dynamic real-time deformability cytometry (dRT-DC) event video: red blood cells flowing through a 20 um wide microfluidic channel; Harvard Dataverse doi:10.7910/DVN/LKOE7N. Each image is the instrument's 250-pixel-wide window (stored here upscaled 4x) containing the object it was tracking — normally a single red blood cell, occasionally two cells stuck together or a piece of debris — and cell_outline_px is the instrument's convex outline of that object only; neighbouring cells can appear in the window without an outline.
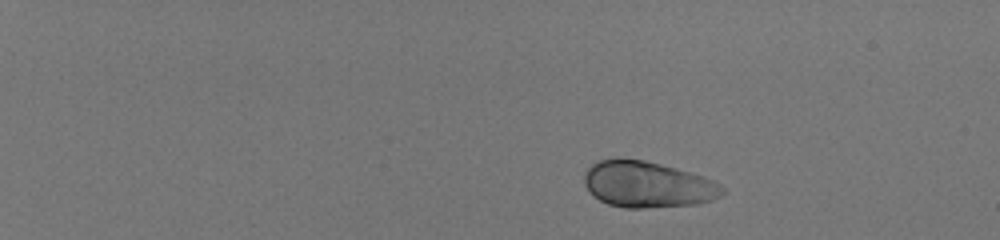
{"species": "human", "species_latin": "Homo sapiens", "temperature_condition": "room temperature", "stored_images_in_passage": 46, "camera_frame_rate_fps": 3000, "um_per_image_px": 0.085, "donor": {"sex": "male"}, "frame": {"image": 1, "passage_image": 1, "time_ms": 0.0, "image_size_px": [1000, 240], "cell_outline_px": [[724, 192], [720, 196], [712, 200], [700, 204], [644, 208], [624, 208], [608, 204], [600, 200], [584, 184], [584, 172], [592, 164], [600, 160], [616, 156], [644, 160], [676, 168], [704, 176], [720, 184], [724, 188]], "centroid_in_image_um": [55.04, 15.66], "position_along_channel_um": 30.0, "area_um2": 37.45}}
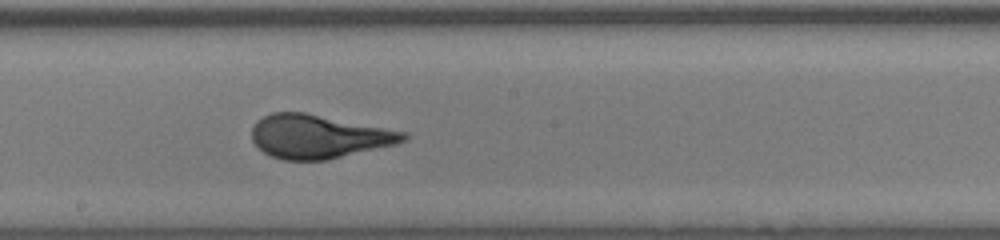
{"frame": {"image": 2, "passage_image": 27, "time_ms": 8.667, "image_size_px": [1000, 240], "cell_outline_px": [[408, 140], [396, 144], [328, 160], [284, 160], [272, 156], [264, 152], [252, 140], [252, 128], [256, 120], [272, 112], [304, 112], [408, 132]], "centroid_in_image_um": [27.1, 11.6], "position_along_channel_um": 221.1, "area_um2": 38.55}}
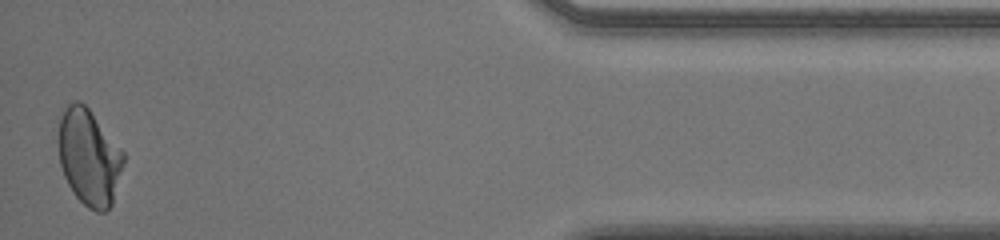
{"frame": {"image": 3, "passage_image": 46, "time_ms": 15.0, "image_size_px": [1000, 240], "cell_outline_px": [[124, 160], [112, 204], [104, 212], [96, 212], [88, 208], [76, 196], [68, 184], [64, 176], [60, 164], [56, 140], [60, 120], [64, 108], [68, 104], [76, 100], [80, 100], [88, 108], [124, 152]], "centroid_in_image_um": [7.53, 13.35], "position_along_channel_um": 427.7, "area_um2": 36.47}, "authors_computed_cell_mechanics": {"area_um2": 37.7723, "velocity_mm_per_s": 4.0115, "shape_relaxation_time_tau1_ms": 6.1763, "shape_relaxation_time_tau2_ms": null, "deformation_change_tau1": 0.1716, "deformation_change_tau2": null}}